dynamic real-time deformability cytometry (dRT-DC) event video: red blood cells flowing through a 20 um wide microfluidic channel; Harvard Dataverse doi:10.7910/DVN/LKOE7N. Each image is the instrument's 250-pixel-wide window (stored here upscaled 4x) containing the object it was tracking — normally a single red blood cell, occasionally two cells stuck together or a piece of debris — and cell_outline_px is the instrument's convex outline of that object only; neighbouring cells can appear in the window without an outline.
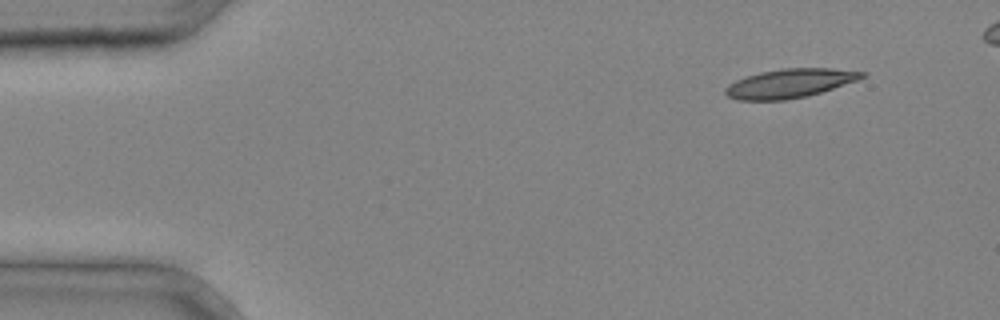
{"species": "common noctule bat (a hibernating species)", "species_latin": "Nyctalus noctula", "temperature_condition": "cold", "stored_images_in_passage": 4, "camera_frame_rate_fps": 3000, "um_per_image_px": 0.085, "animal": {"sex": "male", "body_mass_g": 20.4}, "frame": {"image": 1, "passage_image": 1, "time_ms": 0.0, "image_size_px": [1000, 320], "cell_outline_px": [[868, 76], [808, 96], [784, 100], [736, 100], [728, 96], [724, 92], [724, 88], [728, 84], [736, 80], [760, 72], [784, 68], [832, 68], [868, 72]], "centroid_in_image_um": [67.13, 7.08], "position_along_channel_um": 17.9, "area_um2": 23.0}}